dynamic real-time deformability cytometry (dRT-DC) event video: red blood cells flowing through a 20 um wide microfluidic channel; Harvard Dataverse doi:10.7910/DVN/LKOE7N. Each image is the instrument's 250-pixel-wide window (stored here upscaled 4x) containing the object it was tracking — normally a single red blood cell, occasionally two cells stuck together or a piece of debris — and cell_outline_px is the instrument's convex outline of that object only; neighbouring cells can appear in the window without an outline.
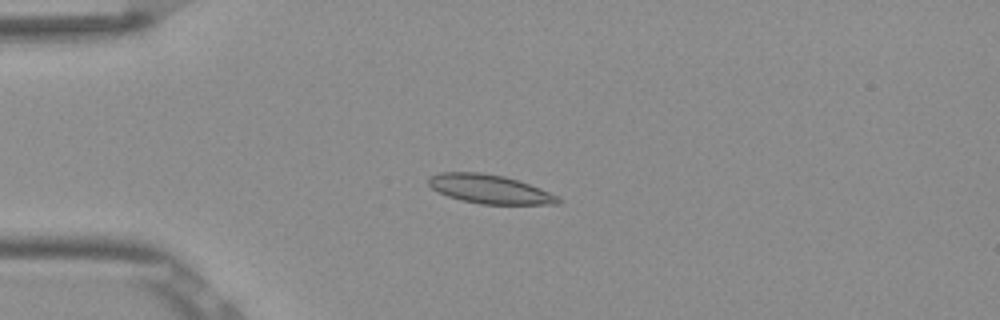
{"species": "Egyptian fruit bat (a non-hibernating species)", "species_latin": "Rousettus aegyptiacus", "temperature_condition": "room temperature", "stored_images_in_passage": 40, "camera_frame_rate_fps": 3000, "um_per_image_px": 0.085, "frame": {"image": 1, "passage_image": 1, "time_ms": 0.0, "image_size_px": [1000, 320], "cell_outline_px": [[560, 204], [480, 204], [460, 200], [448, 196], [432, 188], [428, 184], [428, 180], [432, 176], [440, 172], [480, 172], [504, 176], [540, 188], [556, 196], [560, 200]], "centroid_in_image_um": [41.59, 16.07], "position_along_channel_um": 43.4, "area_um2": 21.5}}
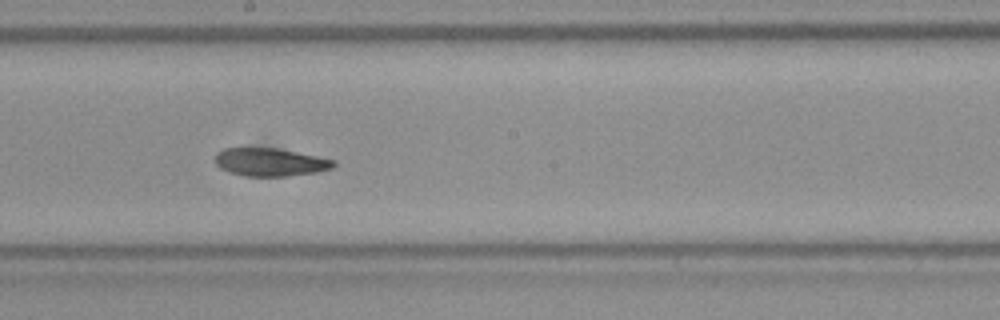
{"frame": {"image": 2, "passage_image": 17, "time_ms": 5.333, "image_size_px": [1000, 320], "cell_outline_px": [[336, 164], [332, 168], [316, 172], [284, 176], [244, 176], [228, 172], [220, 168], [216, 164], [216, 152], [224, 148], [276, 148], [336, 160]], "centroid_in_image_um": [22.94, 13.78], "position_along_channel_um": 225.3, "area_um2": 19.25}}
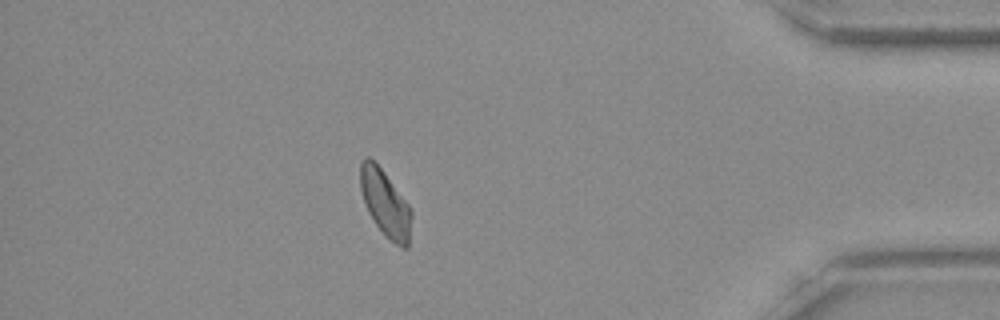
{"frame": {"image": 3, "passage_image": 34, "time_ms": 11.0, "image_size_px": [1000, 320], "cell_outline_px": [[412, 216], [408, 248], [404, 248], [396, 244], [384, 236], [368, 212], [364, 204], [360, 188], [360, 164], [364, 156], [368, 156], [384, 172], [408, 204], [412, 212]], "centroid_in_image_um": [32.74, 17.3], "position_along_channel_um": 402.5, "area_um2": 19.77}, "authors_computed_cell_mechanics": {"area_um2": 19.9988, "velocity_mm_per_s": 3.8563, "shape_relaxation_time_tau1_ms": null, "shape_relaxation_time_tau2_ms": 6.1527, "deformation_change_tau1": null, "deformation_change_tau2": 0.0946}}